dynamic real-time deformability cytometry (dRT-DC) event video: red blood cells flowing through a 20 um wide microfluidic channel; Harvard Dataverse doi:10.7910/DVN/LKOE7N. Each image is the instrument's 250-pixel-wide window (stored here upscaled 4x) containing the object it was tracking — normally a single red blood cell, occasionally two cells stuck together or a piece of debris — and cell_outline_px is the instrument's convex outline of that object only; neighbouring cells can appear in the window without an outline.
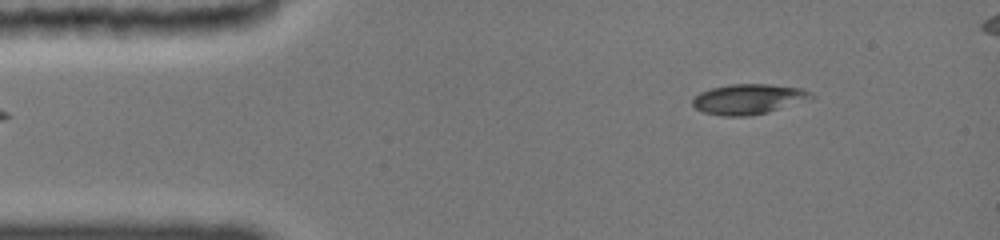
{"species": "common noctule bat (a hibernating species)", "species_latin": "Nyctalus noctula", "temperature_condition": "cold", "stored_images_in_passage": 35, "camera_frame_rate_fps": 3000, "um_per_image_px": 0.085, "animal": {"sex": "female", "body_mass_g": 19.0, "forearm_length_mm": 51.5}, "frame": {"image": 1, "passage_image": 1, "time_ms": 0.0, "image_size_px": [1000, 240], "cell_outline_px": [[816, 100], [764, 112], [740, 116], [728, 116], [704, 112], [696, 108], [692, 104], [692, 100], [700, 92], [712, 88], [728, 84], [768, 84], [804, 88], [812, 92], [816, 96]], "centroid_in_image_um": [63.74, 8.4], "position_along_channel_um": 21.3, "area_um2": 20.98}}
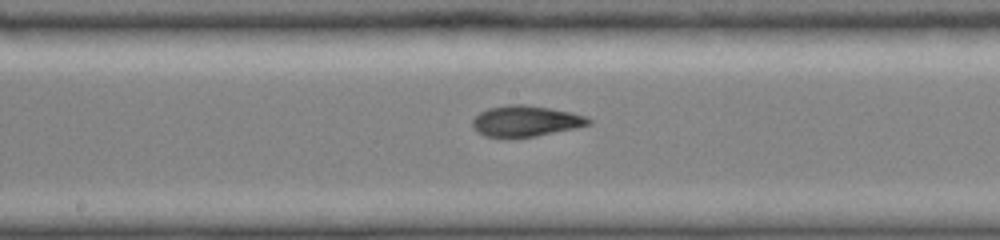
{"frame": {"image": 2, "passage_image": 13, "time_ms": 6.333, "image_size_px": [1000, 240], "cell_outline_px": [[592, 120], [588, 124], [572, 128], [532, 136], [484, 136], [472, 124], [472, 120], [480, 112], [488, 108], [508, 104], [524, 104], [548, 108], [568, 112], [584, 116]], "centroid_in_image_um": [44.63, 10.26], "position_along_channel_um": 203.6, "area_um2": 20.0}}
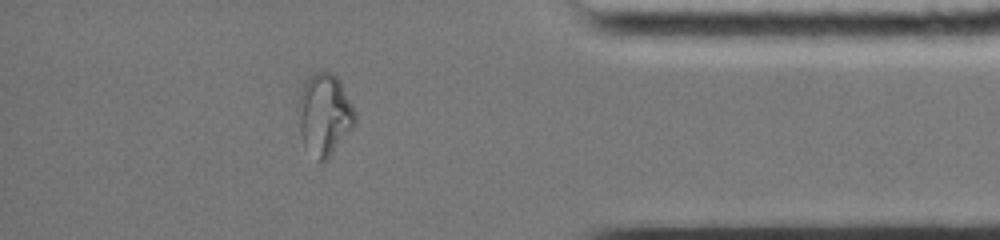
{"frame": {"image": 3, "passage_image": 28, "time_ms": 12.0, "image_size_px": [1000, 240], "cell_outline_px": [[356, 124], [328, 160], [324, 164], [320, 164], [316, 160], [304, 144], [300, 132], [296, 112], [296, 104], [300, 92], [308, 76], [312, 72], [332, 72], [336, 76], [352, 104], [356, 112]], "centroid_in_image_um": [27.55, 9.77], "position_along_channel_um": 407.6, "area_um2": 27.63}}